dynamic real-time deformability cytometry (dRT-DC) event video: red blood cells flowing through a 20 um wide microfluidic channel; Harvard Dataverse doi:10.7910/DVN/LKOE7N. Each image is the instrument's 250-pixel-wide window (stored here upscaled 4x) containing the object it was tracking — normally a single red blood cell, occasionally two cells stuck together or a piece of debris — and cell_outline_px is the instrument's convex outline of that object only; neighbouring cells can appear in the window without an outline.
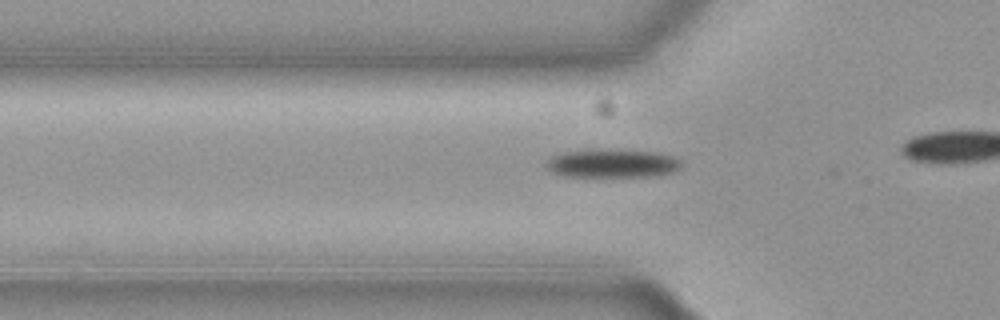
{"species": "common noctule bat (a hibernating species)", "species_latin": "Nyctalus noctula", "temperature_condition": "cold", "stored_images_in_passage": 31, "camera_frame_rate_fps": 3000, "um_per_image_px": 0.085, "animal": {"sex": "female", "body_mass_g": 19.3, "forearm_length_mm": 54.1}, "frame": {"image": 1, "passage_image": 5, "time_ms": 1.333, "image_size_px": [1000, 320], "cell_outline_px": [[680, 168], [672, 172], [660, 176], [564, 176], [548, 172], [544, 168], [544, 164], [552, 156], [564, 152], [584, 148], [596, 148], [660, 152], [676, 156], [680, 160]], "centroid_in_image_um": [52.0, 13.86], "position_along_channel_um": 73.8, "area_um2": 23.18}}
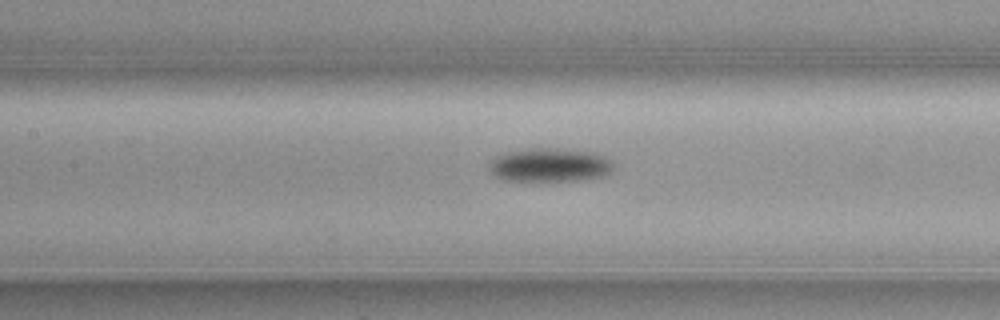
{"frame": {"image": 2, "passage_image": 12, "time_ms": 3.667, "image_size_px": [1000, 320], "cell_outline_px": [[612, 168], [608, 172], [600, 176], [580, 180], [504, 180], [496, 176], [492, 172], [488, 164], [496, 156], [508, 152], [528, 148], [568, 148], [596, 152], [612, 160]], "centroid_in_image_um": [46.74, 13.99], "position_along_channel_um": 160.7, "area_um2": 24.28}}
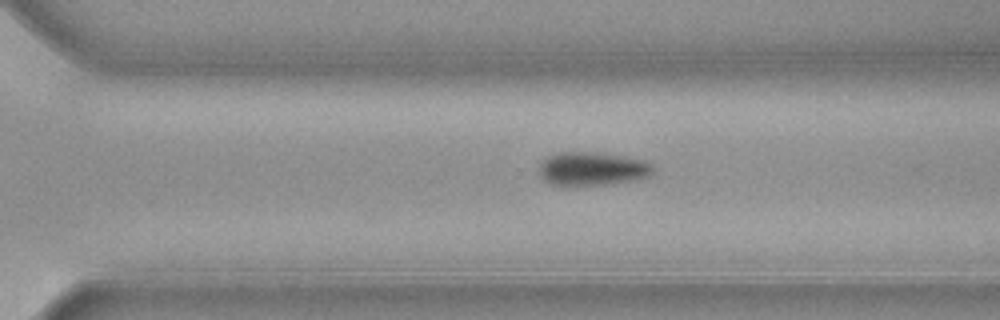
{"frame": {"image": 3, "passage_image": 25, "time_ms": 8.0, "image_size_px": [1000, 320], "cell_outline_px": [[652, 176], [604, 184], [548, 184], [540, 176], [540, 160], [548, 156], [560, 152], [588, 152], [620, 156], [644, 160], [652, 164]], "centroid_in_image_um": [50.3, 14.33], "position_along_channel_um": 320.3, "area_um2": 21.68}}